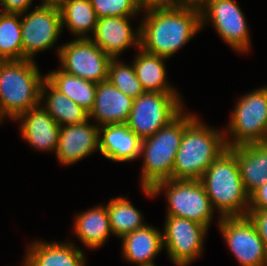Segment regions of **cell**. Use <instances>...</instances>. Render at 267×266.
<instances>
[{
  "instance_id": "cell-26",
  "label": "cell",
  "mask_w": 267,
  "mask_h": 266,
  "mask_svg": "<svg viewBox=\"0 0 267 266\" xmlns=\"http://www.w3.org/2000/svg\"><path fill=\"white\" fill-rule=\"evenodd\" d=\"M62 29L64 25L79 38H89L85 34H94L97 16L90 0H67L60 8Z\"/></svg>"
},
{
  "instance_id": "cell-13",
  "label": "cell",
  "mask_w": 267,
  "mask_h": 266,
  "mask_svg": "<svg viewBox=\"0 0 267 266\" xmlns=\"http://www.w3.org/2000/svg\"><path fill=\"white\" fill-rule=\"evenodd\" d=\"M60 9L36 6L21 19L23 59L33 60V56L55 45L62 31Z\"/></svg>"
},
{
  "instance_id": "cell-16",
  "label": "cell",
  "mask_w": 267,
  "mask_h": 266,
  "mask_svg": "<svg viewBox=\"0 0 267 266\" xmlns=\"http://www.w3.org/2000/svg\"><path fill=\"white\" fill-rule=\"evenodd\" d=\"M133 100L132 97L118 90L109 80L99 82L89 119L95 118L100 126L125 124L132 110Z\"/></svg>"
},
{
  "instance_id": "cell-37",
  "label": "cell",
  "mask_w": 267,
  "mask_h": 266,
  "mask_svg": "<svg viewBox=\"0 0 267 266\" xmlns=\"http://www.w3.org/2000/svg\"><path fill=\"white\" fill-rule=\"evenodd\" d=\"M4 61H5V59H3L2 57H0V68H1V66H2V64H3Z\"/></svg>"
},
{
  "instance_id": "cell-24",
  "label": "cell",
  "mask_w": 267,
  "mask_h": 266,
  "mask_svg": "<svg viewBox=\"0 0 267 266\" xmlns=\"http://www.w3.org/2000/svg\"><path fill=\"white\" fill-rule=\"evenodd\" d=\"M139 50L133 66L145 92H177L166 81V68L163 61L167 57L148 53L141 47Z\"/></svg>"
},
{
  "instance_id": "cell-17",
  "label": "cell",
  "mask_w": 267,
  "mask_h": 266,
  "mask_svg": "<svg viewBox=\"0 0 267 266\" xmlns=\"http://www.w3.org/2000/svg\"><path fill=\"white\" fill-rule=\"evenodd\" d=\"M16 119L21 120L22 136L32 147L40 151H56L60 126L43 106L31 108Z\"/></svg>"
},
{
  "instance_id": "cell-9",
  "label": "cell",
  "mask_w": 267,
  "mask_h": 266,
  "mask_svg": "<svg viewBox=\"0 0 267 266\" xmlns=\"http://www.w3.org/2000/svg\"><path fill=\"white\" fill-rule=\"evenodd\" d=\"M62 70L84 80L99 83L108 80L113 59L90 38H77L58 48Z\"/></svg>"
},
{
  "instance_id": "cell-21",
  "label": "cell",
  "mask_w": 267,
  "mask_h": 266,
  "mask_svg": "<svg viewBox=\"0 0 267 266\" xmlns=\"http://www.w3.org/2000/svg\"><path fill=\"white\" fill-rule=\"evenodd\" d=\"M24 266H85L84 254L70 243L34 242Z\"/></svg>"
},
{
  "instance_id": "cell-6",
  "label": "cell",
  "mask_w": 267,
  "mask_h": 266,
  "mask_svg": "<svg viewBox=\"0 0 267 266\" xmlns=\"http://www.w3.org/2000/svg\"><path fill=\"white\" fill-rule=\"evenodd\" d=\"M149 196H156L165 189L168 200L167 215L198 222L207 228L212 221L213 206L200 180H165L152 189L142 188Z\"/></svg>"
},
{
  "instance_id": "cell-35",
  "label": "cell",
  "mask_w": 267,
  "mask_h": 266,
  "mask_svg": "<svg viewBox=\"0 0 267 266\" xmlns=\"http://www.w3.org/2000/svg\"><path fill=\"white\" fill-rule=\"evenodd\" d=\"M209 0H179V7L196 8L201 10Z\"/></svg>"
},
{
  "instance_id": "cell-11",
  "label": "cell",
  "mask_w": 267,
  "mask_h": 266,
  "mask_svg": "<svg viewBox=\"0 0 267 266\" xmlns=\"http://www.w3.org/2000/svg\"><path fill=\"white\" fill-rule=\"evenodd\" d=\"M208 228L185 218L166 216L163 247L176 266H188L203 250V240Z\"/></svg>"
},
{
  "instance_id": "cell-8",
  "label": "cell",
  "mask_w": 267,
  "mask_h": 266,
  "mask_svg": "<svg viewBox=\"0 0 267 266\" xmlns=\"http://www.w3.org/2000/svg\"><path fill=\"white\" fill-rule=\"evenodd\" d=\"M230 120L228 133L233 140L225 136L227 148L267 142V87L242 96Z\"/></svg>"
},
{
  "instance_id": "cell-30",
  "label": "cell",
  "mask_w": 267,
  "mask_h": 266,
  "mask_svg": "<svg viewBox=\"0 0 267 266\" xmlns=\"http://www.w3.org/2000/svg\"><path fill=\"white\" fill-rule=\"evenodd\" d=\"M97 18L131 17L141 10L135 0H90Z\"/></svg>"
},
{
  "instance_id": "cell-18",
  "label": "cell",
  "mask_w": 267,
  "mask_h": 266,
  "mask_svg": "<svg viewBox=\"0 0 267 266\" xmlns=\"http://www.w3.org/2000/svg\"><path fill=\"white\" fill-rule=\"evenodd\" d=\"M99 151L109 160L128 162L140 157L141 139L126 124L99 128Z\"/></svg>"
},
{
  "instance_id": "cell-7",
  "label": "cell",
  "mask_w": 267,
  "mask_h": 266,
  "mask_svg": "<svg viewBox=\"0 0 267 266\" xmlns=\"http://www.w3.org/2000/svg\"><path fill=\"white\" fill-rule=\"evenodd\" d=\"M177 92H144L133 100L132 110L125 123L141 140L154 135L182 111Z\"/></svg>"
},
{
  "instance_id": "cell-20",
  "label": "cell",
  "mask_w": 267,
  "mask_h": 266,
  "mask_svg": "<svg viewBox=\"0 0 267 266\" xmlns=\"http://www.w3.org/2000/svg\"><path fill=\"white\" fill-rule=\"evenodd\" d=\"M124 257L139 266H155L153 259L163 249L162 233L145 225L122 238Z\"/></svg>"
},
{
  "instance_id": "cell-23",
  "label": "cell",
  "mask_w": 267,
  "mask_h": 266,
  "mask_svg": "<svg viewBox=\"0 0 267 266\" xmlns=\"http://www.w3.org/2000/svg\"><path fill=\"white\" fill-rule=\"evenodd\" d=\"M46 90H49L50 93L45 97L47 101L43 108L60 127L80 124L89 119L87 111L58 91L47 79L42 83L41 101L46 95Z\"/></svg>"
},
{
  "instance_id": "cell-29",
  "label": "cell",
  "mask_w": 267,
  "mask_h": 266,
  "mask_svg": "<svg viewBox=\"0 0 267 266\" xmlns=\"http://www.w3.org/2000/svg\"><path fill=\"white\" fill-rule=\"evenodd\" d=\"M117 59L113 58L109 64L108 80L125 95L135 99L145 90L136 76L133 64L124 65Z\"/></svg>"
},
{
  "instance_id": "cell-4",
  "label": "cell",
  "mask_w": 267,
  "mask_h": 266,
  "mask_svg": "<svg viewBox=\"0 0 267 266\" xmlns=\"http://www.w3.org/2000/svg\"><path fill=\"white\" fill-rule=\"evenodd\" d=\"M222 217H244L249 210L250 196L240 176L236 156L226 149L204 172L200 180Z\"/></svg>"
},
{
  "instance_id": "cell-32",
  "label": "cell",
  "mask_w": 267,
  "mask_h": 266,
  "mask_svg": "<svg viewBox=\"0 0 267 266\" xmlns=\"http://www.w3.org/2000/svg\"><path fill=\"white\" fill-rule=\"evenodd\" d=\"M249 210H267V181L250 195Z\"/></svg>"
},
{
  "instance_id": "cell-12",
  "label": "cell",
  "mask_w": 267,
  "mask_h": 266,
  "mask_svg": "<svg viewBox=\"0 0 267 266\" xmlns=\"http://www.w3.org/2000/svg\"><path fill=\"white\" fill-rule=\"evenodd\" d=\"M200 12L201 27L211 20L217 33L229 46L241 53L248 51V26L242 10L234 0H209Z\"/></svg>"
},
{
  "instance_id": "cell-28",
  "label": "cell",
  "mask_w": 267,
  "mask_h": 266,
  "mask_svg": "<svg viewBox=\"0 0 267 266\" xmlns=\"http://www.w3.org/2000/svg\"><path fill=\"white\" fill-rule=\"evenodd\" d=\"M20 13H0V57L22 60L23 44Z\"/></svg>"
},
{
  "instance_id": "cell-25",
  "label": "cell",
  "mask_w": 267,
  "mask_h": 266,
  "mask_svg": "<svg viewBox=\"0 0 267 266\" xmlns=\"http://www.w3.org/2000/svg\"><path fill=\"white\" fill-rule=\"evenodd\" d=\"M46 79L61 93L73 100L88 113L95 102L97 83L84 80L65 71L54 70Z\"/></svg>"
},
{
  "instance_id": "cell-33",
  "label": "cell",
  "mask_w": 267,
  "mask_h": 266,
  "mask_svg": "<svg viewBox=\"0 0 267 266\" xmlns=\"http://www.w3.org/2000/svg\"><path fill=\"white\" fill-rule=\"evenodd\" d=\"M32 2L33 0H0L4 13L24 14Z\"/></svg>"
},
{
  "instance_id": "cell-5",
  "label": "cell",
  "mask_w": 267,
  "mask_h": 266,
  "mask_svg": "<svg viewBox=\"0 0 267 266\" xmlns=\"http://www.w3.org/2000/svg\"><path fill=\"white\" fill-rule=\"evenodd\" d=\"M196 118L184 114V110L168 125L154 135L141 140L140 154L143 155L141 176L142 188L152 189L157 183L172 179L174 161L185 128Z\"/></svg>"
},
{
  "instance_id": "cell-36",
  "label": "cell",
  "mask_w": 267,
  "mask_h": 266,
  "mask_svg": "<svg viewBox=\"0 0 267 266\" xmlns=\"http://www.w3.org/2000/svg\"><path fill=\"white\" fill-rule=\"evenodd\" d=\"M40 6L60 8L67 0H43Z\"/></svg>"
},
{
  "instance_id": "cell-19",
  "label": "cell",
  "mask_w": 267,
  "mask_h": 266,
  "mask_svg": "<svg viewBox=\"0 0 267 266\" xmlns=\"http://www.w3.org/2000/svg\"><path fill=\"white\" fill-rule=\"evenodd\" d=\"M235 156L249 196L267 181V142L228 148Z\"/></svg>"
},
{
  "instance_id": "cell-1",
  "label": "cell",
  "mask_w": 267,
  "mask_h": 266,
  "mask_svg": "<svg viewBox=\"0 0 267 266\" xmlns=\"http://www.w3.org/2000/svg\"><path fill=\"white\" fill-rule=\"evenodd\" d=\"M145 11L140 47L151 54L169 58L201 29V12L196 8L163 7Z\"/></svg>"
},
{
  "instance_id": "cell-15",
  "label": "cell",
  "mask_w": 267,
  "mask_h": 266,
  "mask_svg": "<svg viewBox=\"0 0 267 266\" xmlns=\"http://www.w3.org/2000/svg\"><path fill=\"white\" fill-rule=\"evenodd\" d=\"M130 17L109 16L98 18L93 38L106 54L117 58L128 47L134 44L140 48V26L133 33L129 22Z\"/></svg>"
},
{
  "instance_id": "cell-22",
  "label": "cell",
  "mask_w": 267,
  "mask_h": 266,
  "mask_svg": "<svg viewBox=\"0 0 267 266\" xmlns=\"http://www.w3.org/2000/svg\"><path fill=\"white\" fill-rule=\"evenodd\" d=\"M74 233L86 247L98 248L107 240L110 233L107 206H97L79 214L74 222Z\"/></svg>"
},
{
  "instance_id": "cell-14",
  "label": "cell",
  "mask_w": 267,
  "mask_h": 266,
  "mask_svg": "<svg viewBox=\"0 0 267 266\" xmlns=\"http://www.w3.org/2000/svg\"><path fill=\"white\" fill-rule=\"evenodd\" d=\"M99 127L89 119L80 124L61 126L56 156L63 165H70L99 149Z\"/></svg>"
},
{
  "instance_id": "cell-3",
  "label": "cell",
  "mask_w": 267,
  "mask_h": 266,
  "mask_svg": "<svg viewBox=\"0 0 267 266\" xmlns=\"http://www.w3.org/2000/svg\"><path fill=\"white\" fill-rule=\"evenodd\" d=\"M44 77V78H43ZM41 75L34 60H5L0 68V122L8 115L16 120L41 102Z\"/></svg>"
},
{
  "instance_id": "cell-31",
  "label": "cell",
  "mask_w": 267,
  "mask_h": 266,
  "mask_svg": "<svg viewBox=\"0 0 267 266\" xmlns=\"http://www.w3.org/2000/svg\"><path fill=\"white\" fill-rule=\"evenodd\" d=\"M246 216L254 224L267 250V210H248Z\"/></svg>"
},
{
  "instance_id": "cell-27",
  "label": "cell",
  "mask_w": 267,
  "mask_h": 266,
  "mask_svg": "<svg viewBox=\"0 0 267 266\" xmlns=\"http://www.w3.org/2000/svg\"><path fill=\"white\" fill-rule=\"evenodd\" d=\"M107 210L111 231L119 238L145 226L141 212L127 200V197L112 198Z\"/></svg>"
},
{
  "instance_id": "cell-34",
  "label": "cell",
  "mask_w": 267,
  "mask_h": 266,
  "mask_svg": "<svg viewBox=\"0 0 267 266\" xmlns=\"http://www.w3.org/2000/svg\"><path fill=\"white\" fill-rule=\"evenodd\" d=\"M137 6L142 8H163V7H179V0H135Z\"/></svg>"
},
{
  "instance_id": "cell-10",
  "label": "cell",
  "mask_w": 267,
  "mask_h": 266,
  "mask_svg": "<svg viewBox=\"0 0 267 266\" xmlns=\"http://www.w3.org/2000/svg\"><path fill=\"white\" fill-rule=\"evenodd\" d=\"M219 228L241 266H267V250L247 216L222 217Z\"/></svg>"
},
{
  "instance_id": "cell-2",
  "label": "cell",
  "mask_w": 267,
  "mask_h": 266,
  "mask_svg": "<svg viewBox=\"0 0 267 266\" xmlns=\"http://www.w3.org/2000/svg\"><path fill=\"white\" fill-rule=\"evenodd\" d=\"M226 149L225 135L195 118L183 132L172 179L201 180L204 172Z\"/></svg>"
}]
</instances>
